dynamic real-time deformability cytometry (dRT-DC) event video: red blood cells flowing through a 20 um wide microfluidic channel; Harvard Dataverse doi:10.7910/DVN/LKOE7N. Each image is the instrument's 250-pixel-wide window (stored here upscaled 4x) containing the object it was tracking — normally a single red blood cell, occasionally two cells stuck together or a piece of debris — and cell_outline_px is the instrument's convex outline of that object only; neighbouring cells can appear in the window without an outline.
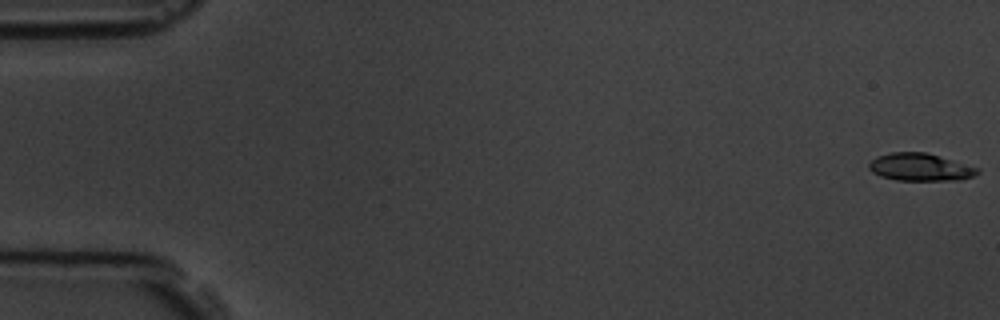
{"species": "common noctule bat (a hibernating species)", "species_latin": "Nyctalus noctula", "temperature_condition": "room temperature", "stored_images_in_passage": 57, "camera_frame_rate_fps": 3000, "um_per_image_px": 0.085, "animal": {"sex": "male", "body_mass_g": 19.5, "forearm_length_mm": 54.6}, "frame": {"image": 1, "passage_image": 1, "time_ms": 0.0, "image_size_px": [1000, 320], "cell_outline_px": [[980, 172], [972, 176], [960, 180], [896, 180], [880, 176], [872, 172], [868, 168], [868, 164], [876, 156], [892, 152], [928, 152], [980, 168]], "centroid_in_image_um": [78.22, 14.2], "position_along_channel_um": 6.8, "area_um2": 17.57}}
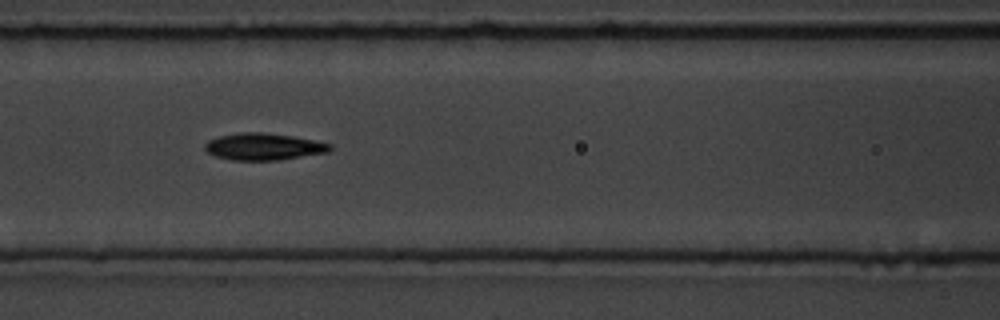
{"frame": {"image": 2, "passage_image": 25, "time_ms": 8.0, "image_size_px": [1000, 320], "cell_outline_px": [[332, 148], [328, 152], [280, 160], [232, 160], [216, 156], [208, 152], [204, 148], [204, 144], [208, 140], [216, 136], [244, 132], [264, 132], [292, 136], [332, 144]], "centroid_in_image_um": [22.38, 12.46], "position_along_channel_um": 144.2, "area_um2": 19.59}}
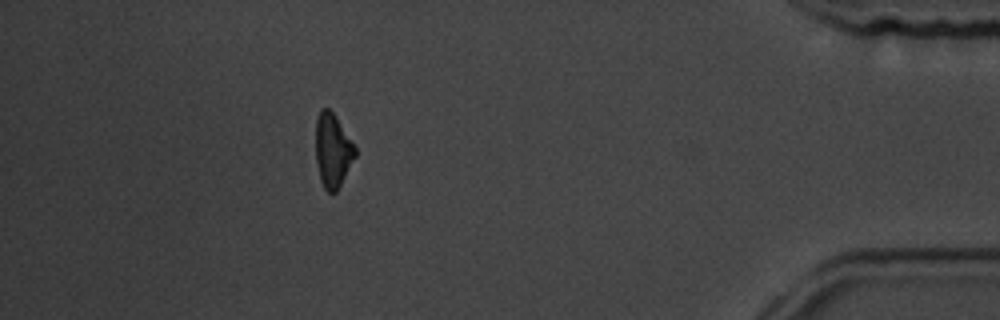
{"frame": {"image": 3, "passage_image": 51, "time_ms": 16.667, "image_size_px": [1000, 320], "cell_outline_px": [[356, 156], [336, 192], [328, 192], [324, 188], [320, 180], [316, 160], [316, 120], [320, 108], [328, 108], [332, 112], [356, 148]], "centroid_in_image_um": [28.26, 12.8], "position_along_channel_um": 406.9, "area_um2": 16.7}, "authors_computed_cell_mechanics": {"area_um2": 18.1492, "velocity_mm_per_s": 3.6255, "shape_relaxation_time_tau1_ms": 3.5669, "shape_relaxation_time_tau2_ms": 3.4877, "deformation_change_tau1": 0.1242, "deformation_change_tau2": 0.1015}}